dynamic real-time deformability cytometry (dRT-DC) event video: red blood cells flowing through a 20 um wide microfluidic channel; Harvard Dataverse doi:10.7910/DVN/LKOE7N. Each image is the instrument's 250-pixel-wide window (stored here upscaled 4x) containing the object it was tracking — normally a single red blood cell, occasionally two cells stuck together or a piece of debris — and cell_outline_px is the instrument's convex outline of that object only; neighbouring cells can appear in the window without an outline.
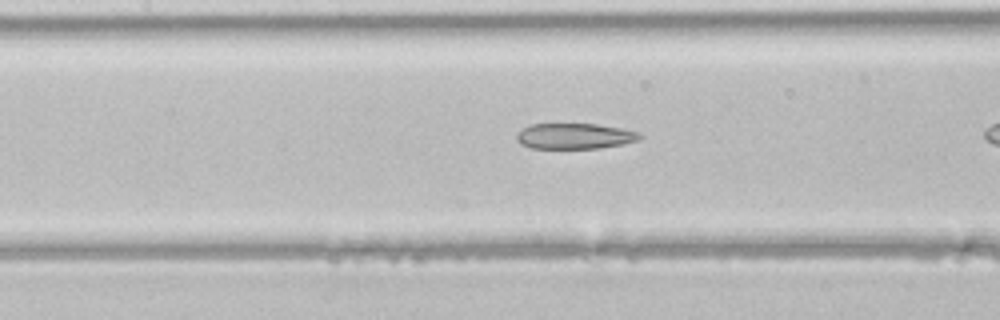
{"species": "common noctule bat (a hibernating species)", "species_latin": "Nyctalus noctula", "temperature_condition": "room temperature", "stored_images_in_passage": 34, "camera_frame_rate_fps": 3000, "um_per_image_px": 0.085, "animal": {"sex": "male", "body_mass_g": 21.5, "forearm_length_mm": 52.0}, "frame": {"image": 1, "passage_image": 18, "time_ms": 5.667, "image_size_px": [1000, 320], "cell_outline_px": [[644, 136], [640, 140], [624, 144], [600, 148], [532, 148], [520, 144], [516, 140], [516, 136], [524, 128], [532, 124], [596, 124], [620, 128], [640, 132]], "centroid_in_image_um": [48.9, 11.57], "position_along_channel_um": 158.5, "area_um2": 18.44}}
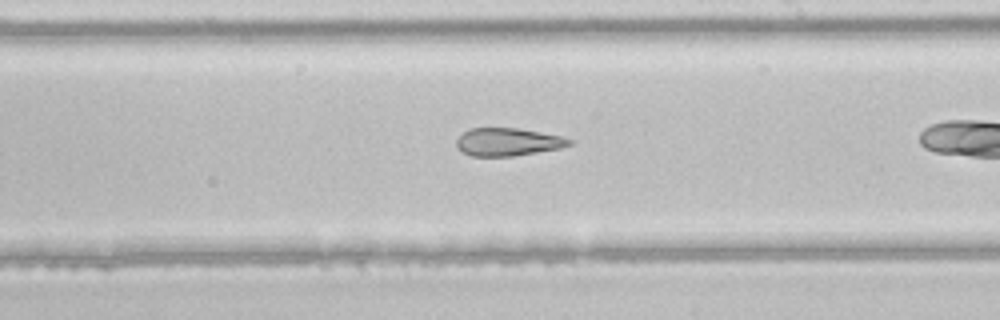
{"frame": {"image": 2, "passage_image": 24, "time_ms": 7.667, "image_size_px": [1000, 320], "cell_outline_px": [[572, 144], [560, 148], [512, 156], [472, 156], [456, 148], [456, 140], [468, 128], [516, 128], [564, 136], [572, 140]], "centroid_in_image_um": [43.16, 12.06], "position_along_channel_um": 245.8, "area_um2": 18.26}}
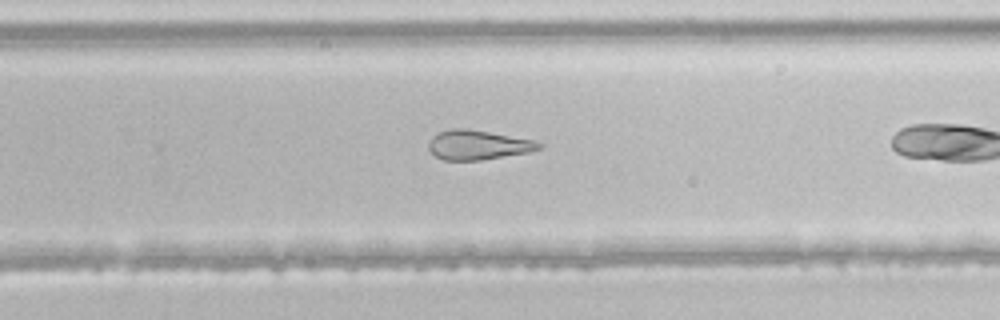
{"frame": {"image": 3, "passage_image": 27, "time_ms": 8.667, "image_size_px": [1000, 320], "cell_outline_px": [[544, 148], [528, 152], [480, 160], [444, 160], [436, 156], [428, 148], [428, 144], [432, 136], [440, 132], [452, 128], [468, 128], [532, 140], [544, 144]], "centroid_in_image_um": [40.63, 12.31], "position_along_channel_um": 289.2, "area_um2": 18.84}}